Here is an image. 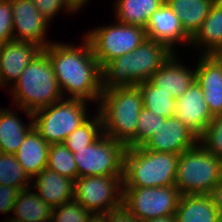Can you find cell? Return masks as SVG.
I'll return each instance as SVG.
<instances>
[{
    "label": "cell",
    "mask_w": 222,
    "mask_h": 222,
    "mask_svg": "<svg viewBox=\"0 0 222 222\" xmlns=\"http://www.w3.org/2000/svg\"><path fill=\"white\" fill-rule=\"evenodd\" d=\"M81 45L52 42L43 49L53 65L54 74L63 96L99 102L103 91L102 67L96 60L89 42ZM68 93V94H66Z\"/></svg>",
    "instance_id": "6da1fadb"
},
{
    "label": "cell",
    "mask_w": 222,
    "mask_h": 222,
    "mask_svg": "<svg viewBox=\"0 0 222 222\" xmlns=\"http://www.w3.org/2000/svg\"><path fill=\"white\" fill-rule=\"evenodd\" d=\"M97 107L103 134L126 147H137V124L144 107L138 85L103 90Z\"/></svg>",
    "instance_id": "7a4b0ae2"
},
{
    "label": "cell",
    "mask_w": 222,
    "mask_h": 222,
    "mask_svg": "<svg viewBox=\"0 0 222 222\" xmlns=\"http://www.w3.org/2000/svg\"><path fill=\"white\" fill-rule=\"evenodd\" d=\"M14 105L31 119L32 113L64 98L53 65L42 49L9 90Z\"/></svg>",
    "instance_id": "3957f363"
},
{
    "label": "cell",
    "mask_w": 222,
    "mask_h": 222,
    "mask_svg": "<svg viewBox=\"0 0 222 222\" xmlns=\"http://www.w3.org/2000/svg\"><path fill=\"white\" fill-rule=\"evenodd\" d=\"M172 54L163 43L146 39L133 52L113 59L102 69L103 90L149 81Z\"/></svg>",
    "instance_id": "277c9868"
},
{
    "label": "cell",
    "mask_w": 222,
    "mask_h": 222,
    "mask_svg": "<svg viewBox=\"0 0 222 222\" xmlns=\"http://www.w3.org/2000/svg\"><path fill=\"white\" fill-rule=\"evenodd\" d=\"M180 154L126 147L123 188L175 186Z\"/></svg>",
    "instance_id": "5b68a950"
},
{
    "label": "cell",
    "mask_w": 222,
    "mask_h": 222,
    "mask_svg": "<svg viewBox=\"0 0 222 222\" xmlns=\"http://www.w3.org/2000/svg\"><path fill=\"white\" fill-rule=\"evenodd\" d=\"M222 180V160L199 143L180 154L175 186L181 195L211 194Z\"/></svg>",
    "instance_id": "8992f818"
},
{
    "label": "cell",
    "mask_w": 222,
    "mask_h": 222,
    "mask_svg": "<svg viewBox=\"0 0 222 222\" xmlns=\"http://www.w3.org/2000/svg\"><path fill=\"white\" fill-rule=\"evenodd\" d=\"M87 102L63 98L32 113L33 126L49 145L63 143L89 118Z\"/></svg>",
    "instance_id": "52a82bcc"
},
{
    "label": "cell",
    "mask_w": 222,
    "mask_h": 222,
    "mask_svg": "<svg viewBox=\"0 0 222 222\" xmlns=\"http://www.w3.org/2000/svg\"><path fill=\"white\" fill-rule=\"evenodd\" d=\"M83 36L102 69L113 59L133 52L147 39L145 28L119 21L88 30Z\"/></svg>",
    "instance_id": "ba28073f"
},
{
    "label": "cell",
    "mask_w": 222,
    "mask_h": 222,
    "mask_svg": "<svg viewBox=\"0 0 222 222\" xmlns=\"http://www.w3.org/2000/svg\"><path fill=\"white\" fill-rule=\"evenodd\" d=\"M126 146L102 134L94 143L75 149L78 178L123 175Z\"/></svg>",
    "instance_id": "9c48e42d"
},
{
    "label": "cell",
    "mask_w": 222,
    "mask_h": 222,
    "mask_svg": "<svg viewBox=\"0 0 222 222\" xmlns=\"http://www.w3.org/2000/svg\"><path fill=\"white\" fill-rule=\"evenodd\" d=\"M180 197L176 186L122 188V206L139 221L175 215Z\"/></svg>",
    "instance_id": "30bf717a"
},
{
    "label": "cell",
    "mask_w": 222,
    "mask_h": 222,
    "mask_svg": "<svg viewBox=\"0 0 222 222\" xmlns=\"http://www.w3.org/2000/svg\"><path fill=\"white\" fill-rule=\"evenodd\" d=\"M123 175L79 177L74 200L93 215H103L122 206Z\"/></svg>",
    "instance_id": "8fae6325"
},
{
    "label": "cell",
    "mask_w": 222,
    "mask_h": 222,
    "mask_svg": "<svg viewBox=\"0 0 222 222\" xmlns=\"http://www.w3.org/2000/svg\"><path fill=\"white\" fill-rule=\"evenodd\" d=\"M11 4L13 40L33 42L42 49L52 43L46 40L50 22L39 13L32 0H11Z\"/></svg>",
    "instance_id": "7c38bea8"
},
{
    "label": "cell",
    "mask_w": 222,
    "mask_h": 222,
    "mask_svg": "<svg viewBox=\"0 0 222 222\" xmlns=\"http://www.w3.org/2000/svg\"><path fill=\"white\" fill-rule=\"evenodd\" d=\"M198 144V136L175 115L165 119L140 147L155 152L181 154Z\"/></svg>",
    "instance_id": "4fadbf2b"
},
{
    "label": "cell",
    "mask_w": 222,
    "mask_h": 222,
    "mask_svg": "<svg viewBox=\"0 0 222 222\" xmlns=\"http://www.w3.org/2000/svg\"><path fill=\"white\" fill-rule=\"evenodd\" d=\"M146 37L149 40L163 43L173 53L176 45L187 43L190 46L191 37L185 32L177 14L164 2L151 15L146 25Z\"/></svg>",
    "instance_id": "5bb4252c"
},
{
    "label": "cell",
    "mask_w": 222,
    "mask_h": 222,
    "mask_svg": "<svg viewBox=\"0 0 222 222\" xmlns=\"http://www.w3.org/2000/svg\"><path fill=\"white\" fill-rule=\"evenodd\" d=\"M42 50L33 42L11 40L0 49V87L6 89L15 84L27 65ZM11 82V83H10ZM6 86V87H5Z\"/></svg>",
    "instance_id": "9a60e30c"
},
{
    "label": "cell",
    "mask_w": 222,
    "mask_h": 222,
    "mask_svg": "<svg viewBox=\"0 0 222 222\" xmlns=\"http://www.w3.org/2000/svg\"><path fill=\"white\" fill-rule=\"evenodd\" d=\"M175 116L186 124L198 137L206 130L213 119L203 90L195 81L176 99Z\"/></svg>",
    "instance_id": "2e32d148"
},
{
    "label": "cell",
    "mask_w": 222,
    "mask_h": 222,
    "mask_svg": "<svg viewBox=\"0 0 222 222\" xmlns=\"http://www.w3.org/2000/svg\"><path fill=\"white\" fill-rule=\"evenodd\" d=\"M195 81L203 90L204 100L213 116L222 114V62L216 55H199Z\"/></svg>",
    "instance_id": "e0dca14e"
},
{
    "label": "cell",
    "mask_w": 222,
    "mask_h": 222,
    "mask_svg": "<svg viewBox=\"0 0 222 222\" xmlns=\"http://www.w3.org/2000/svg\"><path fill=\"white\" fill-rule=\"evenodd\" d=\"M177 57V52L172 56L149 78V82L168 91L175 98L181 95L195 82V69L182 64Z\"/></svg>",
    "instance_id": "ac0fdd59"
},
{
    "label": "cell",
    "mask_w": 222,
    "mask_h": 222,
    "mask_svg": "<svg viewBox=\"0 0 222 222\" xmlns=\"http://www.w3.org/2000/svg\"><path fill=\"white\" fill-rule=\"evenodd\" d=\"M32 179L31 187L37 189L35 192L50 207L55 208L74 200V180L63 177L48 168H44Z\"/></svg>",
    "instance_id": "d6986e66"
},
{
    "label": "cell",
    "mask_w": 222,
    "mask_h": 222,
    "mask_svg": "<svg viewBox=\"0 0 222 222\" xmlns=\"http://www.w3.org/2000/svg\"><path fill=\"white\" fill-rule=\"evenodd\" d=\"M190 47L199 48L200 55H216L222 49V0L214 1Z\"/></svg>",
    "instance_id": "ffe728a7"
},
{
    "label": "cell",
    "mask_w": 222,
    "mask_h": 222,
    "mask_svg": "<svg viewBox=\"0 0 222 222\" xmlns=\"http://www.w3.org/2000/svg\"><path fill=\"white\" fill-rule=\"evenodd\" d=\"M49 148L50 145L33 127L14 154L31 180L47 167Z\"/></svg>",
    "instance_id": "44dd1931"
},
{
    "label": "cell",
    "mask_w": 222,
    "mask_h": 222,
    "mask_svg": "<svg viewBox=\"0 0 222 222\" xmlns=\"http://www.w3.org/2000/svg\"><path fill=\"white\" fill-rule=\"evenodd\" d=\"M212 195H181L175 212L176 222H217L219 217Z\"/></svg>",
    "instance_id": "7402d4cb"
},
{
    "label": "cell",
    "mask_w": 222,
    "mask_h": 222,
    "mask_svg": "<svg viewBox=\"0 0 222 222\" xmlns=\"http://www.w3.org/2000/svg\"><path fill=\"white\" fill-rule=\"evenodd\" d=\"M13 111L0 108V153L15 154L26 134L34 127L33 119L24 124L18 113Z\"/></svg>",
    "instance_id": "603a6c76"
},
{
    "label": "cell",
    "mask_w": 222,
    "mask_h": 222,
    "mask_svg": "<svg viewBox=\"0 0 222 222\" xmlns=\"http://www.w3.org/2000/svg\"><path fill=\"white\" fill-rule=\"evenodd\" d=\"M30 186L19 192L13 208V221L51 222L52 207L46 204Z\"/></svg>",
    "instance_id": "cb8c5ba5"
},
{
    "label": "cell",
    "mask_w": 222,
    "mask_h": 222,
    "mask_svg": "<svg viewBox=\"0 0 222 222\" xmlns=\"http://www.w3.org/2000/svg\"><path fill=\"white\" fill-rule=\"evenodd\" d=\"M215 0H165L177 14L185 32L192 38L207 18Z\"/></svg>",
    "instance_id": "d4e9b609"
},
{
    "label": "cell",
    "mask_w": 222,
    "mask_h": 222,
    "mask_svg": "<svg viewBox=\"0 0 222 222\" xmlns=\"http://www.w3.org/2000/svg\"><path fill=\"white\" fill-rule=\"evenodd\" d=\"M164 2L165 0H116L115 21L146 28L153 12Z\"/></svg>",
    "instance_id": "484cf974"
},
{
    "label": "cell",
    "mask_w": 222,
    "mask_h": 222,
    "mask_svg": "<svg viewBox=\"0 0 222 222\" xmlns=\"http://www.w3.org/2000/svg\"><path fill=\"white\" fill-rule=\"evenodd\" d=\"M145 108L165 118L175 115L176 99L164 90H160L149 81L138 84Z\"/></svg>",
    "instance_id": "4316f807"
},
{
    "label": "cell",
    "mask_w": 222,
    "mask_h": 222,
    "mask_svg": "<svg viewBox=\"0 0 222 222\" xmlns=\"http://www.w3.org/2000/svg\"><path fill=\"white\" fill-rule=\"evenodd\" d=\"M94 114L93 118L90 116L63 142L73 154L75 153V149L87 147L103 134L101 117L98 112Z\"/></svg>",
    "instance_id": "83f0119b"
},
{
    "label": "cell",
    "mask_w": 222,
    "mask_h": 222,
    "mask_svg": "<svg viewBox=\"0 0 222 222\" xmlns=\"http://www.w3.org/2000/svg\"><path fill=\"white\" fill-rule=\"evenodd\" d=\"M46 168L74 181L78 178L74 154L64 143L50 145Z\"/></svg>",
    "instance_id": "f1b7e54d"
},
{
    "label": "cell",
    "mask_w": 222,
    "mask_h": 222,
    "mask_svg": "<svg viewBox=\"0 0 222 222\" xmlns=\"http://www.w3.org/2000/svg\"><path fill=\"white\" fill-rule=\"evenodd\" d=\"M0 185H9L20 190L31 186V179L14 154L0 153Z\"/></svg>",
    "instance_id": "f546056e"
},
{
    "label": "cell",
    "mask_w": 222,
    "mask_h": 222,
    "mask_svg": "<svg viewBox=\"0 0 222 222\" xmlns=\"http://www.w3.org/2000/svg\"><path fill=\"white\" fill-rule=\"evenodd\" d=\"M198 143L222 160V114L213 117L206 130L198 137Z\"/></svg>",
    "instance_id": "4dcf8cb0"
},
{
    "label": "cell",
    "mask_w": 222,
    "mask_h": 222,
    "mask_svg": "<svg viewBox=\"0 0 222 222\" xmlns=\"http://www.w3.org/2000/svg\"><path fill=\"white\" fill-rule=\"evenodd\" d=\"M93 214L75 200L52 208L51 222H88Z\"/></svg>",
    "instance_id": "1f68e13d"
},
{
    "label": "cell",
    "mask_w": 222,
    "mask_h": 222,
    "mask_svg": "<svg viewBox=\"0 0 222 222\" xmlns=\"http://www.w3.org/2000/svg\"><path fill=\"white\" fill-rule=\"evenodd\" d=\"M39 13L49 22L64 10V13L75 14L84 7L78 0H32Z\"/></svg>",
    "instance_id": "d6a6232c"
},
{
    "label": "cell",
    "mask_w": 222,
    "mask_h": 222,
    "mask_svg": "<svg viewBox=\"0 0 222 222\" xmlns=\"http://www.w3.org/2000/svg\"><path fill=\"white\" fill-rule=\"evenodd\" d=\"M165 117L151 112L143 107L139 114L137 124V147H140L147 139H149L165 121Z\"/></svg>",
    "instance_id": "836d02e7"
},
{
    "label": "cell",
    "mask_w": 222,
    "mask_h": 222,
    "mask_svg": "<svg viewBox=\"0 0 222 222\" xmlns=\"http://www.w3.org/2000/svg\"><path fill=\"white\" fill-rule=\"evenodd\" d=\"M11 0H0V45L13 40Z\"/></svg>",
    "instance_id": "e575fe53"
},
{
    "label": "cell",
    "mask_w": 222,
    "mask_h": 222,
    "mask_svg": "<svg viewBox=\"0 0 222 222\" xmlns=\"http://www.w3.org/2000/svg\"><path fill=\"white\" fill-rule=\"evenodd\" d=\"M21 190L9 185H0V214L12 213Z\"/></svg>",
    "instance_id": "d590c367"
},
{
    "label": "cell",
    "mask_w": 222,
    "mask_h": 222,
    "mask_svg": "<svg viewBox=\"0 0 222 222\" xmlns=\"http://www.w3.org/2000/svg\"><path fill=\"white\" fill-rule=\"evenodd\" d=\"M105 222H140L131 215L123 206L102 215Z\"/></svg>",
    "instance_id": "8d00e7d4"
},
{
    "label": "cell",
    "mask_w": 222,
    "mask_h": 222,
    "mask_svg": "<svg viewBox=\"0 0 222 222\" xmlns=\"http://www.w3.org/2000/svg\"><path fill=\"white\" fill-rule=\"evenodd\" d=\"M211 195L217 211L222 214V180L215 186Z\"/></svg>",
    "instance_id": "74e56055"
},
{
    "label": "cell",
    "mask_w": 222,
    "mask_h": 222,
    "mask_svg": "<svg viewBox=\"0 0 222 222\" xmlns=\"http://www.w3.org/2000/svg\"><path fill=\"white\" fill-rule=\"evenodd\" d=\"M140 222H176V218H175V215H173V216H168V217L147 219Z\"/></svg>",
    "instance_id": "f35d334b"
},
{
    "label": "cell",
    "mask_w": 222,
    "mask_h": 222,
    "mask_svg": "<svg viewBox=\"0 0 222 222\" xmlns=\"http://www.w3.org/2000/svg\"><path fill=\"white\" fill-rule=\"evenodd\" d=\"M88 222H105V219L102 215H93Z\"/></svg>",
    "instance_id": "ab89813d"
},
{
    "label": "cell",
    "mask_w": 222,
    "mask_h": 222,
    "mask_svg": "<svg viewBox=\"0 0 222 222\" xmlns=\"http://www.w3.org/2000/svg\"><path fill=\"white\" fill-rule=\"evenodd\" d=\"M219 60L222 62V49L216 54Z\"/></svg>",
    "instance_id": "60d3db41"
},
{
    "label": "cell",
    "mask_w": 222,
    "mask_h": 222,
    "mask_svg": "<svg viewBox=\"0 0 222 222\" xmlns=\"http://www.w3.org/2000/svg\"><path fill=\"white\" fill-rule=\"evenodd\" d=\"M83 6H85L88 2V0H78Z\"/></svg>",
    "instance_id": "b9f144b4"
},
{
    "label": "cell",
    "mask_w": 222,
    "mask_h": 222,
    "mask_svg": "<svg viewBox=\"0 0 222 222\" xmlns=\"http://www.w3.org/2000/svg\"><path fill=\"white\" fill-rule=\"evenodd\" d=\"M8 220V221H7ZM4 222H21V221H13V220H11V219H4Z\"/></svg>",
    "instance_id": "7bdbcfd3"
},
{
    "label": "cell",
    "mask_w": 222,
    "mask_h": 222,
    "mask_svg": "<svg viewBox=\"0 0 222 222\" xmlns=\"http://www.w3.org/2000/svg\"><path fill=\"white\" fill-rule=\"evenodd\" d=\"M217 222H222V214L219 215Z\"/></svg>",
    "instance_id": "ee69618b"
}]
</instances>
